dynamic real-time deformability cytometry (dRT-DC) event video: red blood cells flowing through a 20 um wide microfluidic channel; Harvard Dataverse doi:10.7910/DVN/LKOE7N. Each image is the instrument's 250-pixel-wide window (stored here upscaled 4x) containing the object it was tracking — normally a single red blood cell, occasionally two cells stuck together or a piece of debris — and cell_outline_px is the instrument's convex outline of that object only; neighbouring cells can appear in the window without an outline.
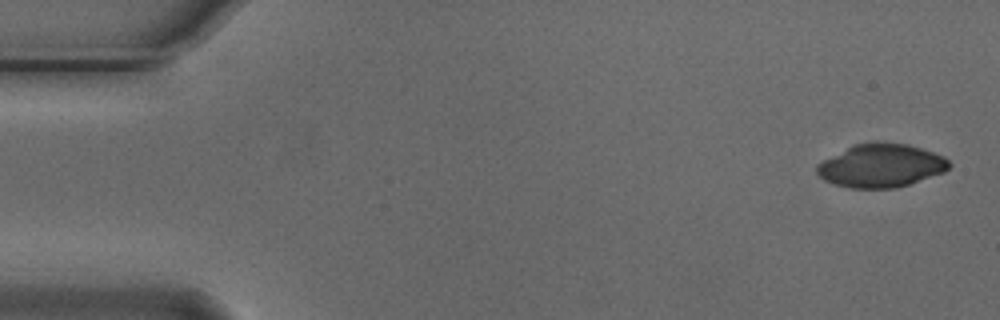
{"species": "Egyptian fruit bat (a non-hibernating species)", "species_latin": "Rousettus aegyptiacus", "temperature_condition": "cold", "stored_images_in_passage": 4, "camera_frame_rate_fps": 3000, "um_per_image_px": 0.085, "animal": {"sex": "male"}, "frame": {"image": 1, "passage_image": 1, "time_ms": 0.0, "image_size_px": [1000, 320], "cell_outline_px": [[952, 164], [944, 172], [896, 188], [848, 188], [824, 180], [816, 172], [816, 164], [856, 144], [872, 140], [876, 140], [904, 144], [920, 148], [944, 156]], "centroid_in_image_um": [74.89, 14.07], "position_along_channel_um": 10.1, "area_um2": 33.23}}